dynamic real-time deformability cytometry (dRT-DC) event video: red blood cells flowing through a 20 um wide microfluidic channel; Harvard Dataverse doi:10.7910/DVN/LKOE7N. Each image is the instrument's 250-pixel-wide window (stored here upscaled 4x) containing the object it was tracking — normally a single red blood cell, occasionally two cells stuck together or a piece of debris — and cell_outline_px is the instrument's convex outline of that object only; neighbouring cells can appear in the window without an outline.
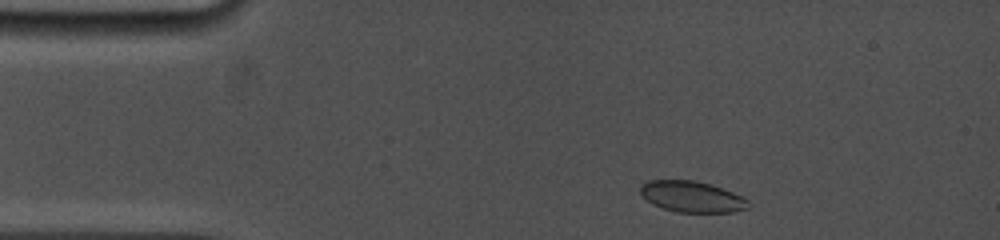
{"species": "common noctule bat (a hibernating species)", "species_latin": "Nyctalus noctula", "temperature_condition": "cold", "stored_images_in_passage": 7, "camera_frame_rate_fps": 5000, "um_per_image_px": 0.085, "animal": {"sex": "female", "body_mass_g": 19.0, "forearm_length_mm": 53.3}, "frame": {"image": 1, "passage_image": 1, "time_ms": 0.0, "image_size_px": [1000, 240], "cell_outline_px": [[752, 204], [748, 208], [732, 212], [676, 212], [652, 204], [640, 196], [640, 184], [648, 180], [696, 180], [712, 184], [732, 192], [748, 200]], "centroid_in_image_um": [58.78, 16.71], "position_along_channel_um": 26.2, "area_um2": 19.77}}
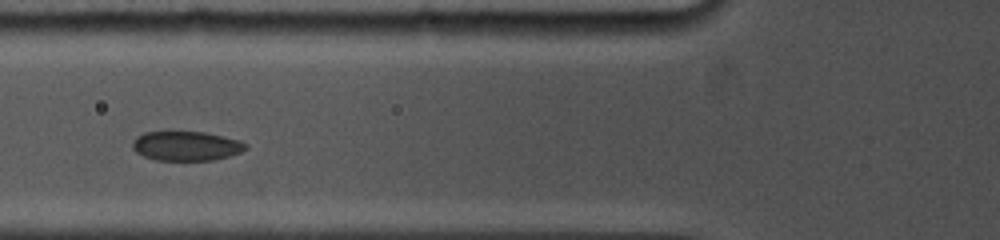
{"frame": {"image": 2, "passage_image": 6, "time_ms": 3.6, "image_size_px": [1000, 240], "cell_outline_px": [[248, 148], [240, 152], [228, 156], [212, 160], [156, 160], [144, 156], [136, 152], [132, 148], [132, 140], [136, 136], [144, 132], [168, 128], [204, 132], [224, 136], [240, 140], [248, 144]], "centroid_in_image_um": [15.77, 12.34], "position_along_channel_um": 110.0, "area_um2": 20.35}}